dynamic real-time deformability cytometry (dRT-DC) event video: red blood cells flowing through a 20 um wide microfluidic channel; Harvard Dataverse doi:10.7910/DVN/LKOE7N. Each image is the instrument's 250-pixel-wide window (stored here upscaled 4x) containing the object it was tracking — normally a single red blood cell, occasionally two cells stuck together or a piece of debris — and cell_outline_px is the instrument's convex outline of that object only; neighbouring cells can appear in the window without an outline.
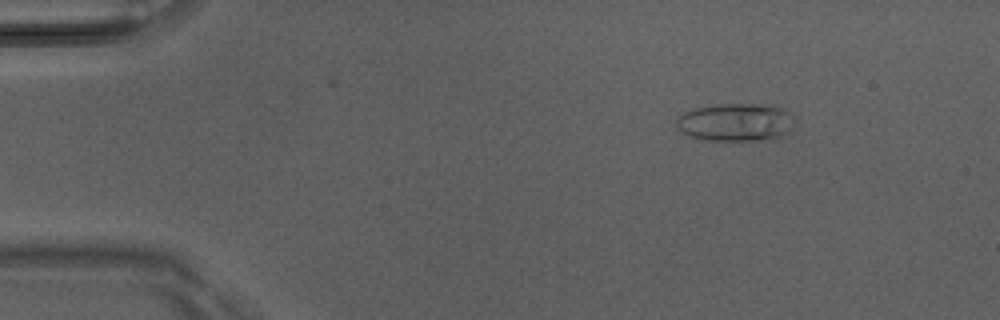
{"species": "Egyptian fruit bat (a non-hibernating species)", "species_latin": "Rousettus aegyptiacus", "temperature_condition": "room temperature", "stored_images_in_passage": 3, "camera_frame_rate_fps": 3000, "um_per_image_px": 0.085, "animal": {"sex": "male"}, "frame": {"image": 1, "passage_image": 2, "time_ms": 0.333, "image_size_px": [1000, 320], "cell_outline_px": [[792, 112], [788, 132], [784, 136], [772, 140], [696, 140], [680, 132], [676, 128], [676, 116], [684, 112], [696, 108], [716, 104], [772, 104], [784, 108]], "centroid_in_image_um": [62.48, 10.39], "position_along_channel_um": 22.5, "area_um2": 26.65}}